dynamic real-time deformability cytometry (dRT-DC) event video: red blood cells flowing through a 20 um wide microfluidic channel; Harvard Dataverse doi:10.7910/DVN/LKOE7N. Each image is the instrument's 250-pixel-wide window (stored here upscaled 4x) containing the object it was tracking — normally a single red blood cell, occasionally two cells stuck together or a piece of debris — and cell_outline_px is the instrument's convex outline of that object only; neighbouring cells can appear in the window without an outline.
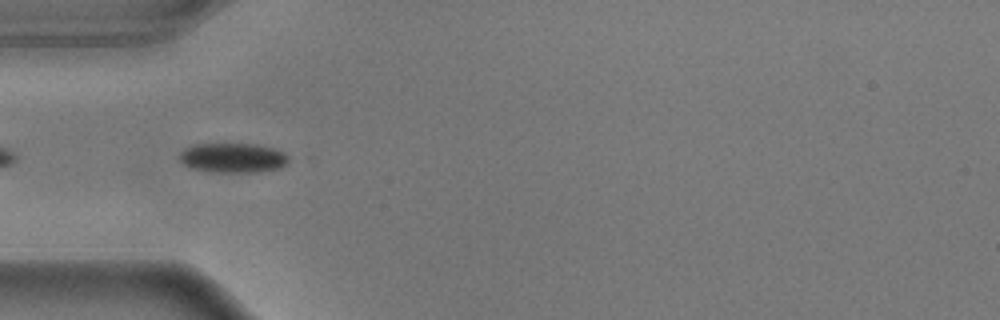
{"species": "common noctule bat (a hibernating species)", "species_latin": "Nyctalus noctula", "temperature_condition": "warm", "stored_images_in_passage": 8, "camera_frame_rate_fps": 3000, "um_per_image_px": 0.085, "animal": {"sex": "male", "body_mass_g": 17.9}, "frame": {"image": 1, "passage_image": 4, "time_ms": 1.0, "image_size_px": [1000, 320], "cell_outline_px": [[288, 164], [280, 168], [260, 172], [220, 172], [192, 168], [184, 164], [180, 160], [180, 152], [196, 144], [260, 144], [284, 152], [288, 156]], "centroid_in_image_um": [19.86, 13.42], "position_along_channel_um": 65.1, "area_um2": 18.73}}